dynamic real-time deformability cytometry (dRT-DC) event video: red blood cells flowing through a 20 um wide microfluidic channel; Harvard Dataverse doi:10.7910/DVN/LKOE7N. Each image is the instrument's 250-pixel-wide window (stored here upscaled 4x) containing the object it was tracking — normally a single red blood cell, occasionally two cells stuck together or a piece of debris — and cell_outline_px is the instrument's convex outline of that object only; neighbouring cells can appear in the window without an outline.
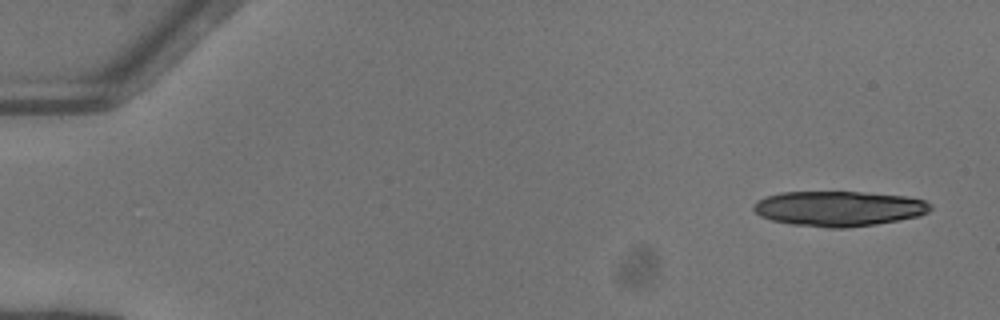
{"species": "common noctule bat (a hibernating species)", "species_latin": "Nyctalus noctula", "temperature_condition": "warm", "stored_images_in_passage": 22, "camera_frame_rate_fps": 3000, "um_per_image_px": 0.085, "animal": {"sex": "female"}, "frame": {"image": 1, "passage_image": 1, "time_ms": 0.0, "image_size_px": [1000, 320], "cell_outline_px": [[932, 208], [928, 212], [920, 216], [876, 224], [844, 228], [828, 228], [792, 224], [772, 220], [760, 216], [752, 208], [752, 204], [756, 200], [764, 196], [780, 192], [864, 192], [904, 196], [924, 200], [932, 204]], "centroid_in_image_um": [71.27, 17.72], "position_along_channel_um": 13.7, "area_um2": 36.41}}
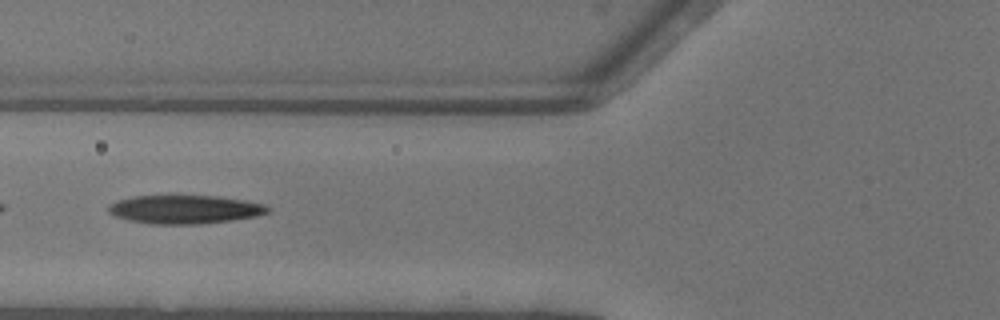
{"frame": {"image": 2, "passage_image": 19, "time_ms": 6.0, "image_size_px": [1000, 320], "cell_outline_px": [[268, 212], [256, 216], [232, 220], [200, 224], [152, 224], [128, 220], [116, 216], [108, 212], [108, 208], [116, 200], [132, 196], [216, 196], [244, 200], [268, 204]], "centroid_in_image_um": [15.71, 17.8], "position_along_channel_um": 110.1, "area_um2": 26.41}}